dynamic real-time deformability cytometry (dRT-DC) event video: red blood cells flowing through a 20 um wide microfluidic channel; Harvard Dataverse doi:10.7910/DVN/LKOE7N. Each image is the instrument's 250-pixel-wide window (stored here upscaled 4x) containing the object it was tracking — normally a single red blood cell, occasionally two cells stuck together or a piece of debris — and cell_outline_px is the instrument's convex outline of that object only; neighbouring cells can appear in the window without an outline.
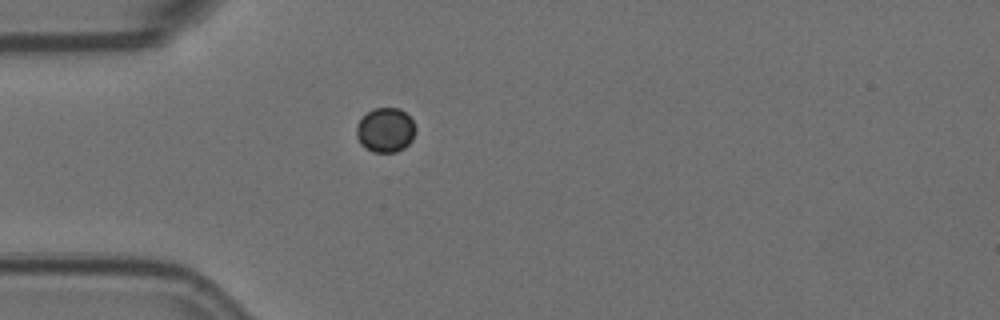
{"species": "Egyptian fruit bat (a non-hibernating species)", "species_latin": "Rousettus aegyptiacus", "temperature_condition": "room temperature", "stored_images_in_passage": 1, "camera_frame_rate_fps": 3000, "um_per_image_px": 0.085, "animal": {"sex": "female"}, "frame": {"image": 1, "passage_image": 1, "time_ms": 0.0, "image_size_px": [1000, 320], "cell_outline_px": [[416, 128], [412, 140], [404, 148], [396, 152], [372, 152], [364, 148], [360, 144], [356, 136], [356, 124], [372, 108], [400, 108], [412, 120]], "centroid_in_image_um": [32.74, 11.07], "position_along_channel_um": 52.3, "area_um2": 15.43}}